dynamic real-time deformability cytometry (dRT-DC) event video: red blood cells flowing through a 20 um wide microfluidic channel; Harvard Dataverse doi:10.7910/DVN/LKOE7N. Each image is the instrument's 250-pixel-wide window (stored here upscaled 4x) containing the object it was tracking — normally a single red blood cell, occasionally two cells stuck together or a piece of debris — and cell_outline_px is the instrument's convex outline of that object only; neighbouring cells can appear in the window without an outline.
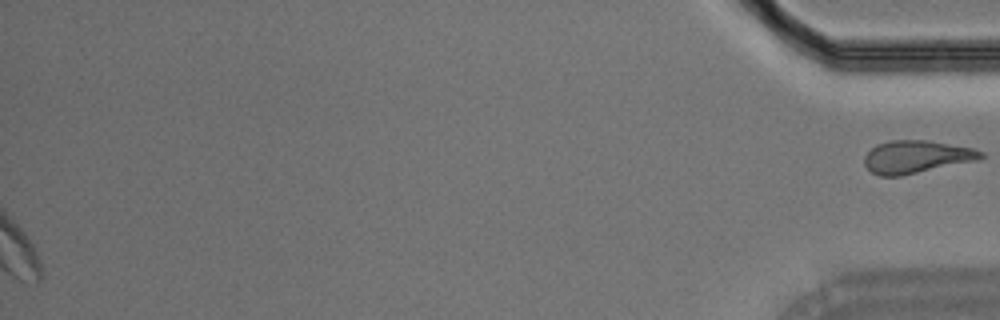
{"species": "Egyptian fruit bat (a non-hibernating species)", "species_latin": "Rousettus aegyptiacus", "temperature_condition": "room temperature", "stored_images_in_passage": 30, "segment_of_instrument_passage": [2, 2], "camera_frame_rate_fps": 3000, "um_per_image_px": 0.085, "animal": {"sex": "male"}, "frame": {"image": 1, "passage_image": 30, "time_ms": 9.667, "image_size_px": [1000, 320], "cell_outline_px": [[984, 156], [976, 160], [900, 176], [880, 176], [872, 172], [864, 164], [864, 156], [876, 144], [892, 140], [928, 140], [972, 148], [984, 152]], "centroid_in_image_um": [77.86, 13.32], "position_along_channel_um": 357.3, "area_um2": 21.96}}